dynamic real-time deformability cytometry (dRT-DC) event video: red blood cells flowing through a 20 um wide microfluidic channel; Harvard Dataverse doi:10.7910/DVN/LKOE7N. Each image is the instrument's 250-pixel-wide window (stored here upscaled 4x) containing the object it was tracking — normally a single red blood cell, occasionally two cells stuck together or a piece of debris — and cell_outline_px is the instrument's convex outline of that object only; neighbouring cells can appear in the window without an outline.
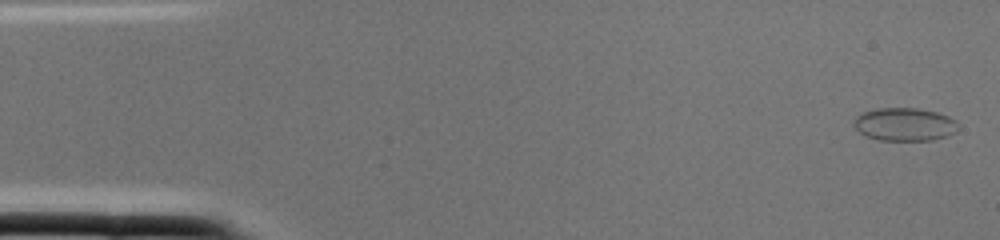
{"species": "common noctule bat (a hibernating species)", "species_latin": "Nyctalus noctula", "temperature_condition": "cold", "stored_images_in_passage": 2, "camera_frame_rate_fps": 3000, "um_per_image_px": 0.085, "animal": {"sex": "female", "body_mass_g": 22.0, "forearm_length_mm": 56.7}, "frame": {"image": 1, "passage_image": 1, "time_ms": 0.0, "image_size_px": [1000, 240], "cell_outline_px": [[960, 124], [956, 132], [948, 136], [932, 140], [880, 140], [868, 136], [860, 132], [852, 124], [856, 116], [864, 112], [876, 108], [916, 108], [936, 112], [948, 116], [956, 120]], "centroid_in_image_um": [76.93, 10.57], "position_along_channel_um": 8.1, "area_um2": 20.17}}
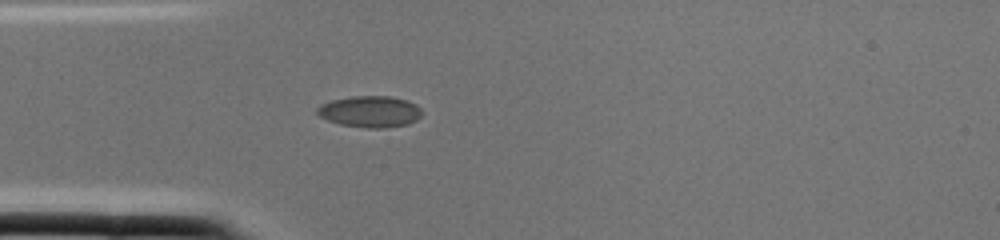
{"frame": {"image": 2, "passage_image": 2, "time_ms": 0.333, "image_size_px": [1000, 240], "cell_outline_px": [[420, 116], [416, 120], [408, 124], [384, 128], [368, 128], [340, 124], [328, 120], [320, 116], [316, 112], [316, 108], [320, 104], [332, 100], [352, 96], [388, 96], [408, 100], [416, 104], [420, 108]], "centroid_in_image_um": [31.44, 9.48], "position_along_channel_um": 53.6, "area_um2": 19.13}}